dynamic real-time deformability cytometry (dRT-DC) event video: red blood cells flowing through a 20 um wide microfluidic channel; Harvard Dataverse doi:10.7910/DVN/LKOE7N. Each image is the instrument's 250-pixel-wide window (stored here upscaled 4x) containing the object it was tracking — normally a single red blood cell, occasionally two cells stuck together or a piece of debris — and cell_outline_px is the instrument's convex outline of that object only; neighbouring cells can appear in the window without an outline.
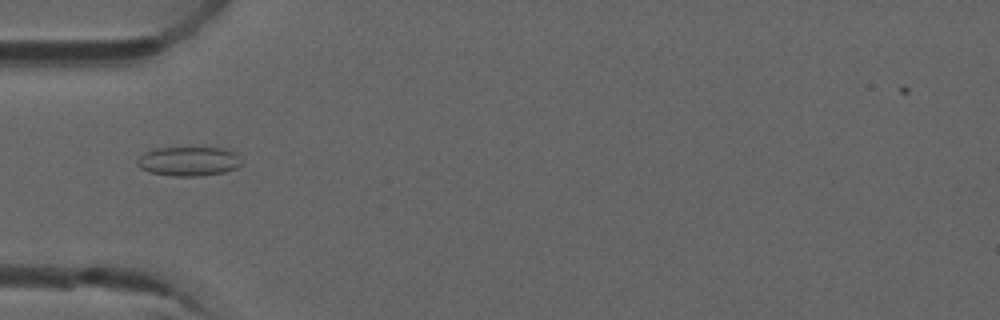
{"species": "common noctule bat (a hibernating species)", "species_latin": "Nyctalus noctula", "temperature_condition": "room temperature", "stored_images_in_passage": 3, "camera_frame_rate_fps": 3000, "um_per_image_px": 0.085, "animal": {"sex": "male", "forearm_length_mm": 52.5}, "frame": {"image": 1, "passage_image": 1, "time_ms": 0.0, "image_size_px": [1000, 320], "cell_outline_px": [[240, 164], [236, 168], [224, 172], [200, 176], [172, 176], [148, 172], [140, 168], [136, 164], [136, 160], [144, 152], [156, 148], [228, 148], [236, 152], [240, 156]], "centroid_in_image_um": [16.03, 13.71], "position_along_channel_um": 69.0, "area_um2": 17.98}}
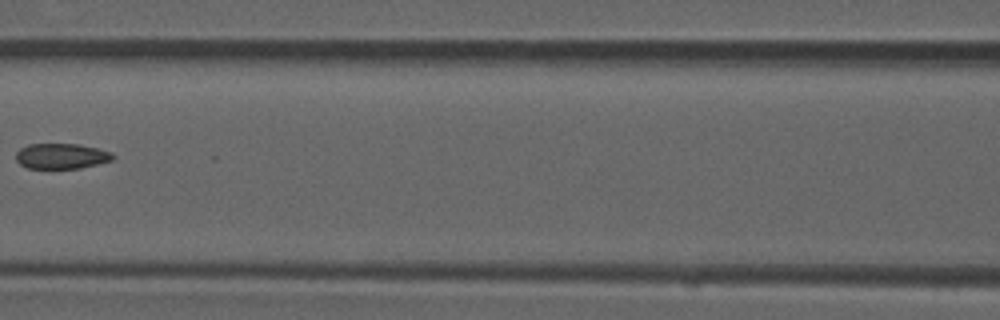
{"frame": {"image": 2, "passage_image": 3, "time_ms": 0.667, "image_size_px": [1000, 320], "cell_outline_px": [[116, 156], [112, 160], [80, 168], [28, 168], [20, 164], [16, 160], [16, 152], [20, 148], [28, 144], [80, 144], [112, 152]], "centroid_in_image_um": [5.22, 13.26], "position_along_channel_um": 161.4, "area_um2": 14.33}}